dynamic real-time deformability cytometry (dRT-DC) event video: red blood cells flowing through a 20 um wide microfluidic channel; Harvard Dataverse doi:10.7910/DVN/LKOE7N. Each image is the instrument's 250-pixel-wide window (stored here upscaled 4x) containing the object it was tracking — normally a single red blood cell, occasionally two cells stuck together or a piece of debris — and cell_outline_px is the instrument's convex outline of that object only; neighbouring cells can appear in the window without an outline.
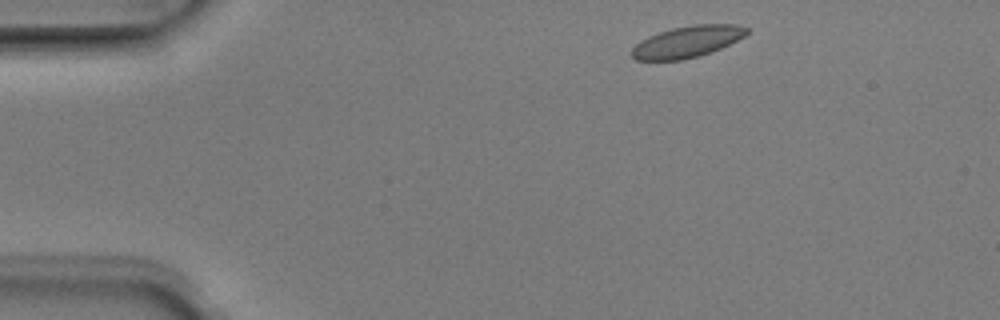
{"species": "Egyptian fruit bat (a non-hibernating species)", "species_latin": "Rousettus aegyptiacus", "temperature_condition": "room temperature", "stored_images_in_passage": 9, "camera_frame_rate_fps": 3000, "um_per_image_px": 0.085, "animal": {"sex": "male"}, "frame": {"image": 1, "passage_image": 2, "time_ms": 0.333, "image_size_px": [1000, 320], "cell_outline_px": [[748, 32], [744, 36], [720, 48], [696, 56], [680, 60], [636, 60], [632, 56], [632, 48], [640, 40], [648, 36], [672, 28], [696, 24], [736, 24], [748, 28]], "centroid_in_image_um": [58.39, 3.53], "position_along_channel_um": 26.6, "area_um2": 20.75}}